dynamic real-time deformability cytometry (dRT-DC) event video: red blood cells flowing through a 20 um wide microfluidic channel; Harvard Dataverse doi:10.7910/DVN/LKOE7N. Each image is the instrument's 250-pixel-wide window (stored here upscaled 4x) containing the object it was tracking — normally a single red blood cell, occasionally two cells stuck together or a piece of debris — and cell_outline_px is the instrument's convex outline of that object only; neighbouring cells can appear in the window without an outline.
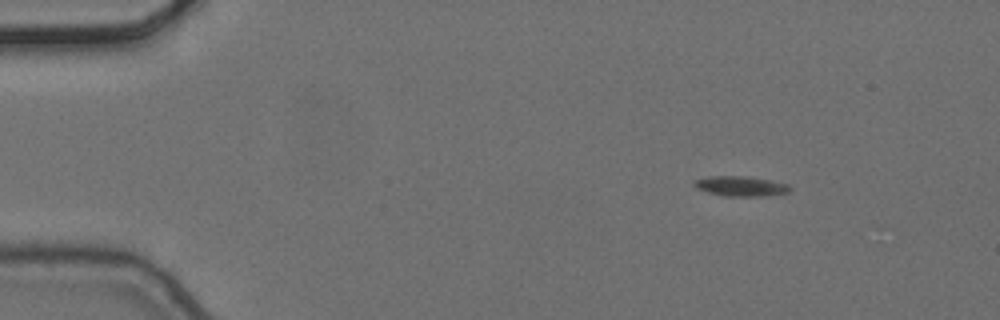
{"species": "common noctule bat (a hibernating species)", "species_latin": "Nyctalus noctula", "temperature_condition": "cold", "stored_images_in_passage": 5, "camera_frame_rate_fps": 3000, "um_per_image_px": 0.085, "animal": {"sex": "female", "body_mass_g": 24.6, "forearm_length_mm": 56.2}, "frame": {"image": 1, "passage_image": 2, "time_ms": 0.333, "image_size_px": [1000, 320], "cell_outline_px": [[792, 188], [788, 192], [764, 196], [724, 196], [708, 192], [696, 188], [692, 184], [692, 180], [708, 176], [744, 176], [768, 180], [788, 184]], "centroid_in_image_um": [62.9, 15.82], "position_along_channel_um": 22.1, "area_um2": 11.16}}
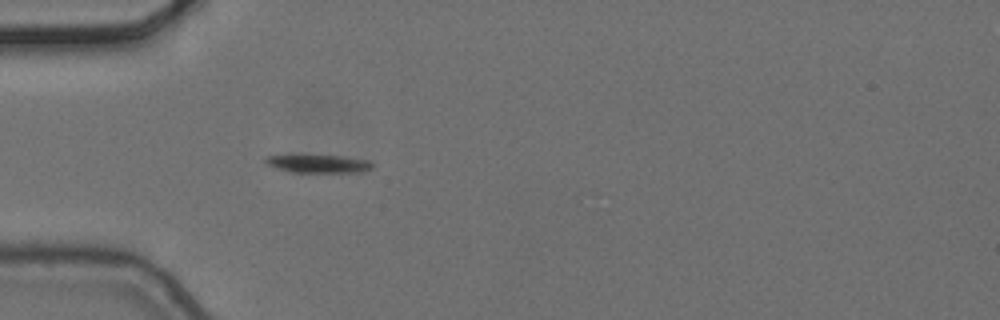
{"frame": {"image": 2, "passage_image": 5, "time_ms": 1.333, "image_size_px": [1000, 320], "cell_outline_px": [[372, 168], [364, 172], [292, 172], [276, 168], [268, 164], [264, 160], [264, 156], [344, 156], [368, 160], [372, 164]], "centroid_in_image_um": [27.11, 13.93], "position_along_channel_um": 57.9, "area_um2": 10.98}}